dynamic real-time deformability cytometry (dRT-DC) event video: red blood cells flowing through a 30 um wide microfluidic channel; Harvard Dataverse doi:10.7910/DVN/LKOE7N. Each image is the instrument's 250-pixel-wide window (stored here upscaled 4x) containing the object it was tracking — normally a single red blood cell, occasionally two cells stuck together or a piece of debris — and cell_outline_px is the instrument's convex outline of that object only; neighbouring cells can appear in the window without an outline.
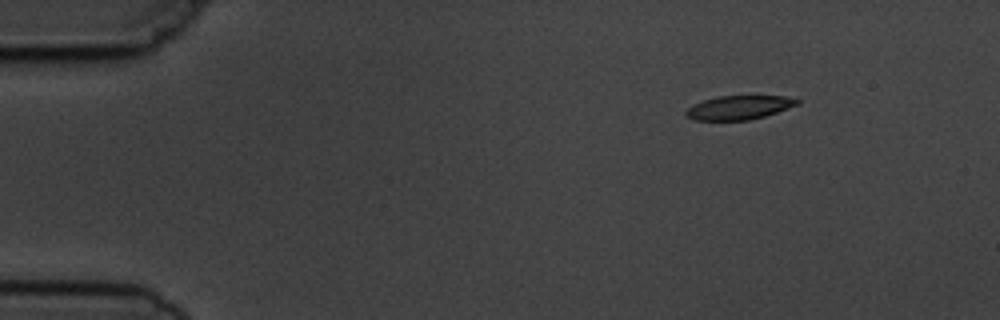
{"species": "common noctule bat (a hibernating species)", "species_latin": "Nyctalus noctula", "temperature_condition": "cold", "stored_images_in_passage": 8, "camera_frame_rate_fps": 3000, "um_per_image_px": 0.085, "animal": {"sex": "male", "body_mass_g": 19.5, "forearm_length_mm": 54.6}, "frame": {"image": 1, "passage_image": 1, "time_ms": 0.0, "image_size_px": [1000, 320], "cell_outline_px": [[800, 104], [764, 116], [748, 120], [692, 120], [684, 112], [688, 108], [704, 100], [720, 96], [784, 96], [800, 100]], "centroid_in_image_um": [62.83, 9.14], "position_along_channel_um": 22.2, "area_um2": 15.26}}
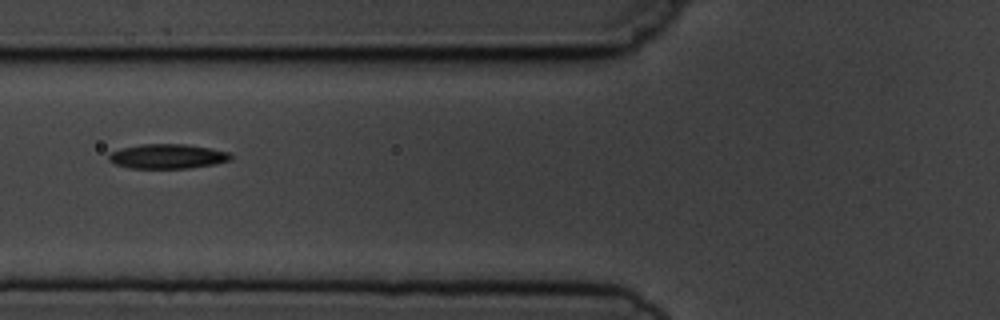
{"frame": {"image": 2, "passage_image": 5, "time_ms": 4.667, "image_size_px": [1000, 320], "cell_outline_px": [[232, 156], [228, 160], [216, 164], [188, 168], [132, 168], [116, 164], [108, 160], [108, 156], [112, 152], [120, 148], [140, 144], [188, 144], [212, 148], [228, 152]], "centroid_in_image_um": [14.24, 13.28], "position_along_channel_um": 111.6, "area_um2": 17.46}}
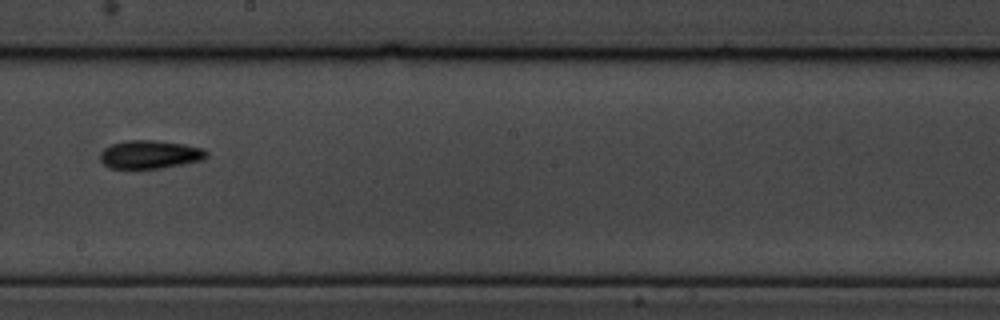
{"frame": {"image": 3, "passage_image": 8, "time_ms": 8.0, "image_size_px": [1000, 320], "cell_outline_px": [[208, 156], [204, 160], [184, 164], [160, 168], [108, 168], [100, 160], [100, 152], [104, 148], [112, 144], [128, 140], [156, 140], [184, 144], [204, 148], [208, 152]], "centroid_in_image_um": [12.77, 13.13], "position_along_channel_um": 235.4, "area_um2": 17.69}}